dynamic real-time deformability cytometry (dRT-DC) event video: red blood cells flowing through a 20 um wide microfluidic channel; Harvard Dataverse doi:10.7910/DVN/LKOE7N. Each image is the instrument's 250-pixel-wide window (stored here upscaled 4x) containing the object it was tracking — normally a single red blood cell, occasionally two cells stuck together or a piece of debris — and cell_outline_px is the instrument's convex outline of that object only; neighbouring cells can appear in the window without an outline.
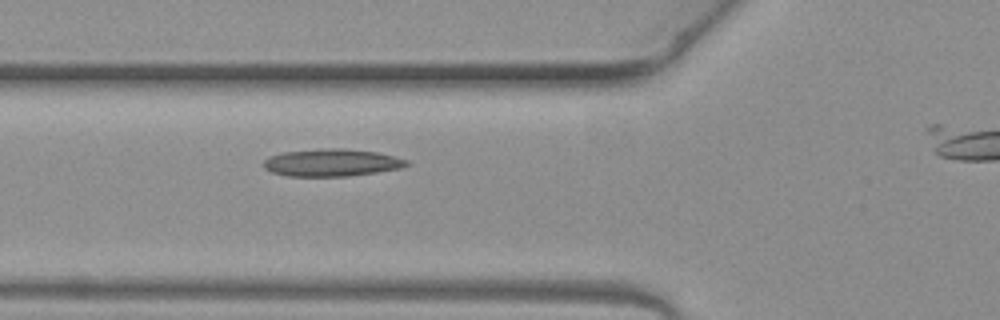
{"species": "common noctule bat (a hibernating species)", "species_latin": "Nyctalus noctula", "temperature_condition": "warm", "stored_images_in_passage": 5, "camera_frame_rate_fps": 3000, "um_per_image_px": 0.085, "animal": {"sex": "female", "body_mass_g": 19.3, "forearm_length_mm": 54.1}, "frame": {"image": 1, "passage_image": 4, "time_ms": 1.0, "image_size_px": [1000, 320], "cell_outline_px": [[412, 164], [400, 168], [376, 172], [348, 176], [288, 176], [272, 172], [264, 168], [264, 160], [268, 156], [280, 152], [320, 148], [344, 148], [376, 152], [408, 160]], "centroid_in_image_um": [28.17, 13.81], "position_along_channel_um": 97.6, "area_um2": 22.95}}